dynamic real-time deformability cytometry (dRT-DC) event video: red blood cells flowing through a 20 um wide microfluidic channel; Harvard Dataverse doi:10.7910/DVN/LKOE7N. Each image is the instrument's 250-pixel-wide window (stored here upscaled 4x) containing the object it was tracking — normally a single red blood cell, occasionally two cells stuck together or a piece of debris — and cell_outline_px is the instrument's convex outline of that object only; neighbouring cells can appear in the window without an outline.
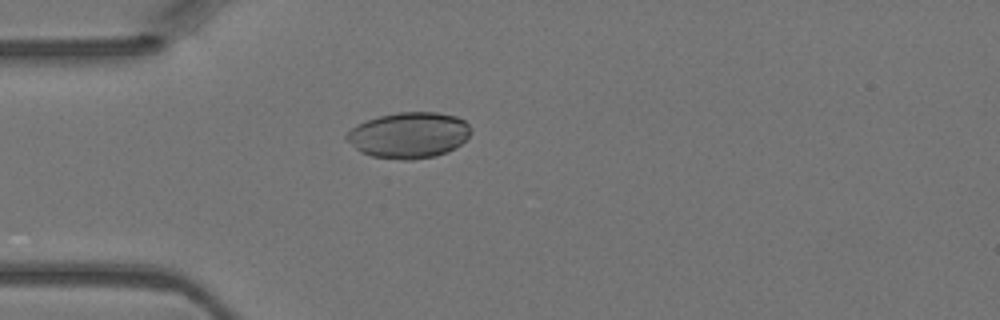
{"species": "Egyptian fruit bat (a non-hibernating species)", "species_latin": "Rousettus aegyptiacus", "temperature_condition": "warm", "stored_images_in_passage": 3, "camera_frame_rate_fps": 3000, "um_per_image_px": 0.085, "animal": {"sex": "female"}, "frame": {"image": 1, "passage_image": 3, "time_ms": 0.667, "image_size_px": [1000, 320], "cell_outline_px": [[472, 132], [460, 144], [448, 152], [436, 156], [412, 160], [400, 160], [372, 156], [360, 152], [344, 140], [344, 136], [352, 128], [368, 120], [380, 116], [400, 112], [436, 112], [456, 116], [464, 120], [472, 128]], "centroid_in_image_um": [34.76, 11.5], "position_along_channel_um": 50.2, "area_um2": 33.35}}